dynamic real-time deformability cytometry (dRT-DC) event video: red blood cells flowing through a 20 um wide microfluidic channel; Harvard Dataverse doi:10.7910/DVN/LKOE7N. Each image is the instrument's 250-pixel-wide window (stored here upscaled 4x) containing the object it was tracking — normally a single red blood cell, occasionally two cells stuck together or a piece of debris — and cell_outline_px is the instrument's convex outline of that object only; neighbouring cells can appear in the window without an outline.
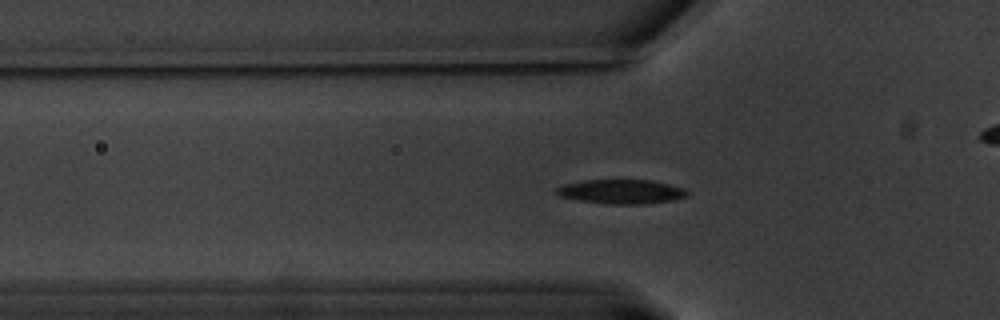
{"species": "common noctule bat (a hibernating species)", "species_latin": "Nyctalus noctula", "temperature_condition": "warm", "stored_images_in_passage": 64, "camera_frame_rate_fps": 3000, "um_per_image_px": 0.085, "animal": {"sex": "male", "body_mass_g": 20.1, "forearm_length_mm": 53.5}, "frame": {"image": 1, "passage_image": 21, "time_ms": 6.667, "image_size_px": [1000, 320], "cell_outline_px": [[688, 196], [672, 200], [644, 204], [608, 204], [580, 200], [560, 196], [556, 192], [556, 188], [564, 184], [584, 180], [652, 180], [684, 188], [688, 192]], "centroid_in_image_um": [52.83, 16.28], "position_along_channel_um": 73.0, "area_um2": 18.38}}
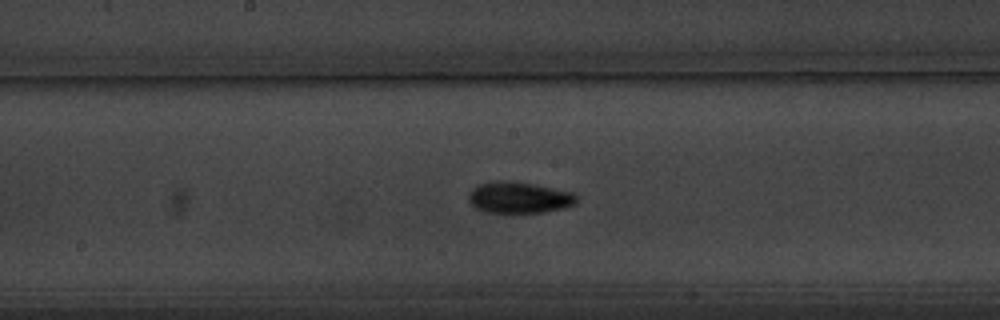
{"frame": {"image": 2, "passage_image": 33, "time_ms": 10.667, "image_size_px": [1000, 320], "cell_outline_px": [[576, 204], [564, 208], [544, 212], [484, 212], [476, 208], [468, 200], [468, 196], [472, 188], [480, 184], [492, 180], [504, 180], [532, 184], [576, 192]], "centroid_in_image_um": [44.12, 16.78], "position_along_channel_um": 204.1, "area_um2": 19.77}}
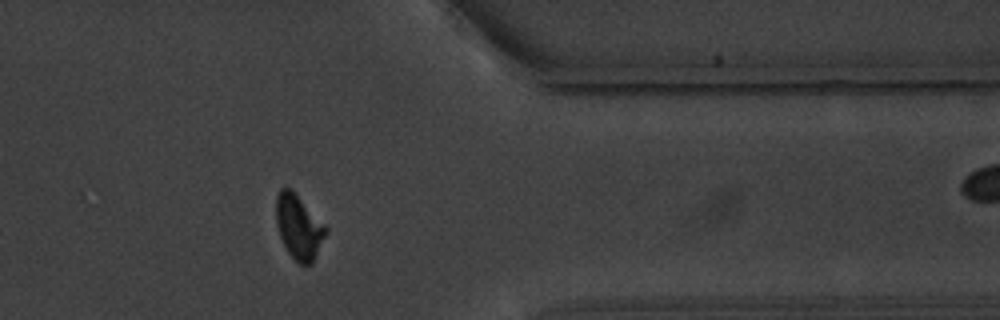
{"frame": {"image": 3, "passage_image": 51, "time_ms": 16.667, "image_size_px": [1000, 320], "cell_outline_px": [[328, 232], [312, 264], [300, 264], [288, 252], [280, 236], [276, 224], [276, 196], [280, 188], [288, 188], [328, 228]], "centroid_in_image_um": [25.4, 19.33], "position_along_channel_um": 386.0, "area_um2": 18.15}, "authors_computed_cell_mechanics": {"area_um2": 18.0047, "velocity_mm_per_s": 3.2525, "shape_relaxation_time_tau1_ms": 2.4019, "shape_relaxation_time_tau2_ms": 3.8102, "deformation_change_tau1": 0.1404, "deformation_change_tau2": 0.0598}}